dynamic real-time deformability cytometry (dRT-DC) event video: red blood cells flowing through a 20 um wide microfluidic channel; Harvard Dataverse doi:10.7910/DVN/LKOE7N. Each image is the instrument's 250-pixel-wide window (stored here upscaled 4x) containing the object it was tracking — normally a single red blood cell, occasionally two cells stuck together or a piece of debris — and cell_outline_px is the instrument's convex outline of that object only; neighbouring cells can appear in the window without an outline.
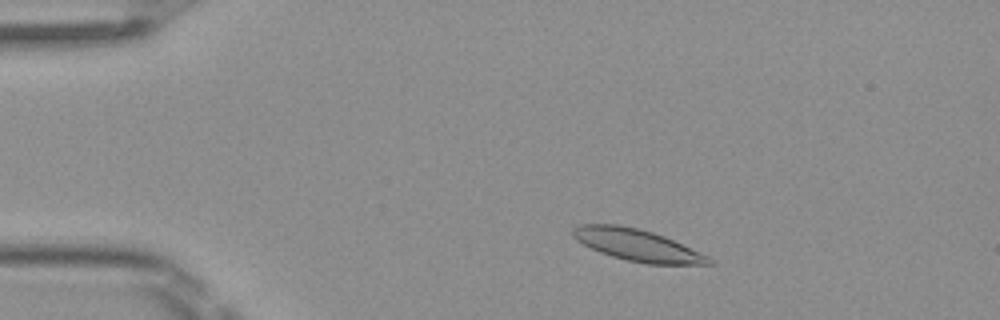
{"species": "Egyptian fruit bat (a non-hibernating species)", "species_latin": "Rousettus aegyptiacus", "temperature_condition": "room temperature", "stored_images_in_passage": 45, "camera_frame_rate_fps": 3000, "um_per_image_px": 0.085, "frame": {"image": 1, "passage_image": 4, "time_ms": 1.0, "image_size_px": [1000, 320], "cell_outline_px": [[716, 264], [648, 264], [628, 260], [612, 256], [600, 252], [576, 240], [572, 236], [572, 228], [580, 224], [616, 224], [636, 228], [652, 232], [664, 236], [708, 256]], "centroid_in_image_um": [54.14, 20.83], "position_along_channel_um": 30.9, "area_um2": 24.85}}
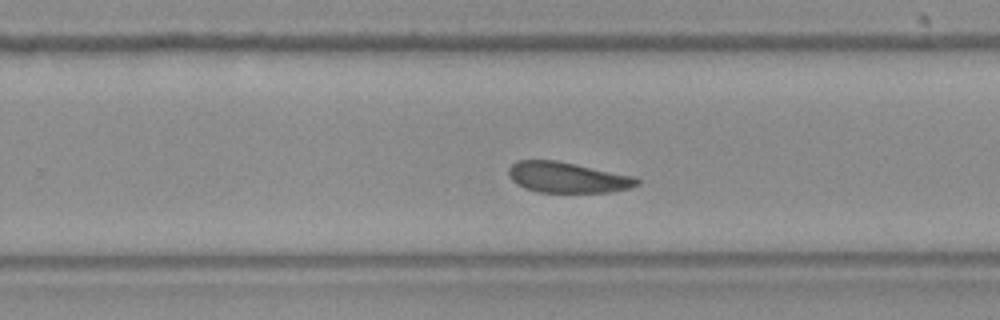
{"frame": {"image": 2, "passage_image": 27, "time_ms": 8.667, "image_size_px": [1000, 320], "cell_outline_px": [[640, 184], [628, 188], [612, 192], [540, 192], [524, 188], [516, 184], [508, 176], [508, 168], [516, 160], [556, 160], [636, 176], [640, 180]], "centroid_in_image_um": [48.23, 15.08], "position_along_channel_um": 281.6, "area_um2": 23.12}}
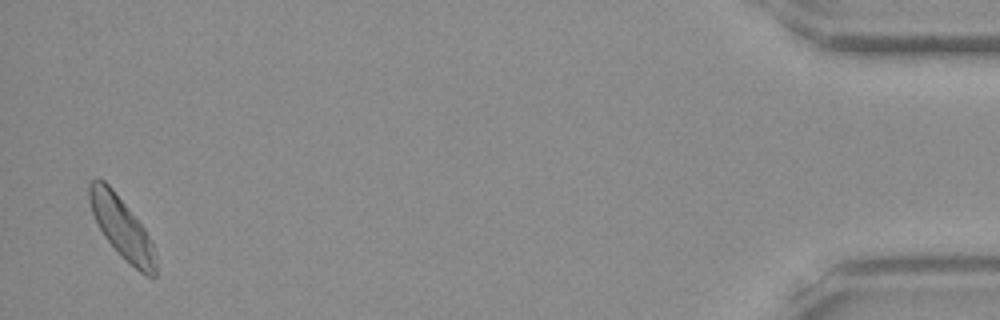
{"frame": {"image": 3, "passage_image": 44, "time_ms": 14.333, "image_size_px": [1000, 320], "cell_outline_px": [[156, 276], [144, 276], [104, 236], [92, 212], [88, 200], [88, 184], [92, 180], [104, 180], [112, 188], [144, 228], [152, 244], [156, 264]], "centroid_in_image_um": [10.33, 19.31], "position_along_channel_um": 424.9, "area_um2": 22.72}, "authors_computed_cell_mechanics": {"area_um2": 23.8136, "velocity_mm_per_s": 4.0136, "shape_relaxation_time_tau1_ms": 3.3115, "shape_relaxation_time_tau2_ms": 8.3238, "deformation_change_tau1": 0.0933, "deformation_change_tau2": 0.1379}}